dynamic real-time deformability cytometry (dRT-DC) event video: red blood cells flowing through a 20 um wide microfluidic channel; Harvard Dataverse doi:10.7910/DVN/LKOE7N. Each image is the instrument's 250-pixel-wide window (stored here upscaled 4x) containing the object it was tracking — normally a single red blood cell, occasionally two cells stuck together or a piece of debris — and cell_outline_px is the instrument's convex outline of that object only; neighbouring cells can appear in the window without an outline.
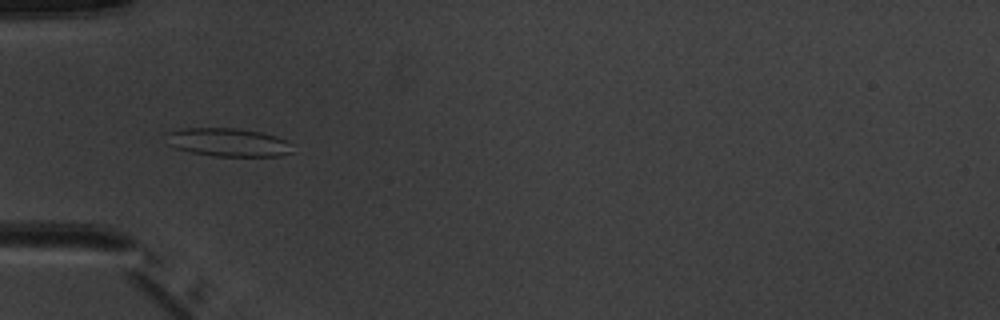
{"species": "common noctule bat (a hibernating species)", "species_latin": "Nyctalus noctula", "temperature_condition": "warm", "stored_images_in_passage": 6, "camera_frame_rate_fps": 3000, "um_per_image_px": 0.085, "animal": {"sex": "male", "body_mass_g": 20.1, "forearm_length_mm": 53.5}, "frame": {"image": 1, "passage_image": 5, "time_ms": 4.667, "image_size_px": [1000, 320], "cell_outline_px": [[296, 152], [280, 156], [212, 156], [192, 152], [176, 148], [168, 144], [164, 132], [184, 128], [236, 128], [260, 132], [276, 136], [288, 140], [292, 144]], "centroid_in_image_um": [19.43, 12.1], "position_along_channel_um": 65.6, "area_um2": 21.21}}
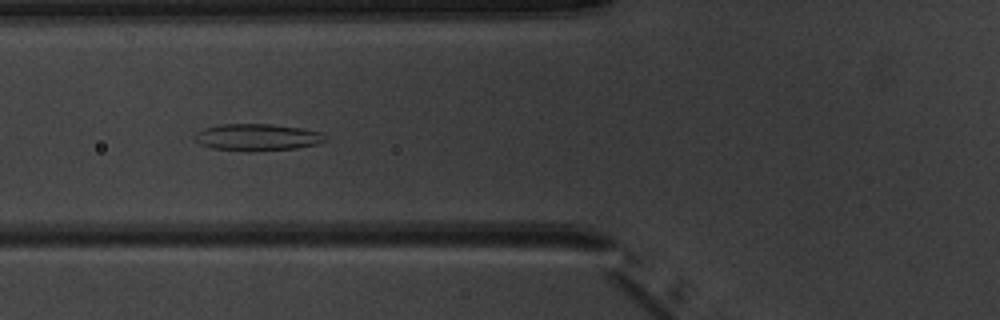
{"frame": {"image": 2, "passage_image": 6, "time_ms": 5.667, "image_size_px": [1000, 320], "cell_outline_px": [[328, 140], [316, 144], [296, 148], [248, 152], [212, 148], [200, 144], [192, 136], [196, 132], [204, 128], [220, 124], [268, 124], [300, 128], [320, 132]], "centroid_in_image_um": [21.82, 11.67], "position_along_channel_um": 104.0, "area_um2": 20.46}}